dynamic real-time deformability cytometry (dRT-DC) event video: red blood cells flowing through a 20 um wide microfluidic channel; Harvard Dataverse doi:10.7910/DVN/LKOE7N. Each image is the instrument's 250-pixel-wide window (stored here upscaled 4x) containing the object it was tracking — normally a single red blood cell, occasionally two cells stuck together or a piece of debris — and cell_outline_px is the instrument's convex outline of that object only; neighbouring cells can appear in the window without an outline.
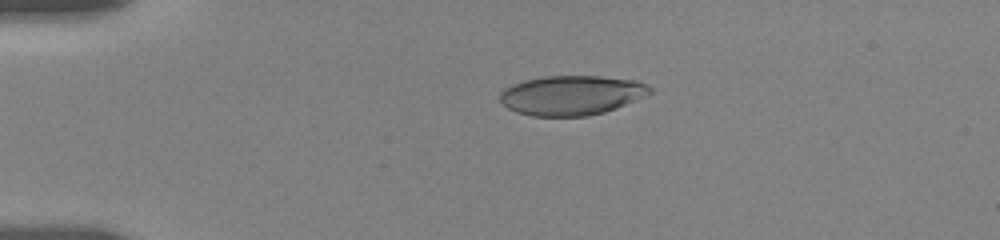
{"species": "human", "species_latin": "Homo sapiens", "temperature_condition": "room temperature", "stored_images_in_passage": 8, "camera_frame_rate_fps": 3000, "um_per_image_px": 0.085, "donor": {"sex": "female"}, "frame": {"image": 1, "passage_image": 1, "time_ms": 0.0, "image_size_px": [1000, 240], "cell_outline_px": [[652, 92], [616, 108], [604, 112], [588, 116], [532, 116], [516, 112], [508, 108], [500, 100], [500, 92], [504, 88], [512, 84], [524, 80], [544, 76], [600, 76], [636, 80], [648, 84], [652, 88]], "centroid_in_image_um": [48.57, 8.09], "position_along_channel_um": 36.4, "area_um2": 34.62}}
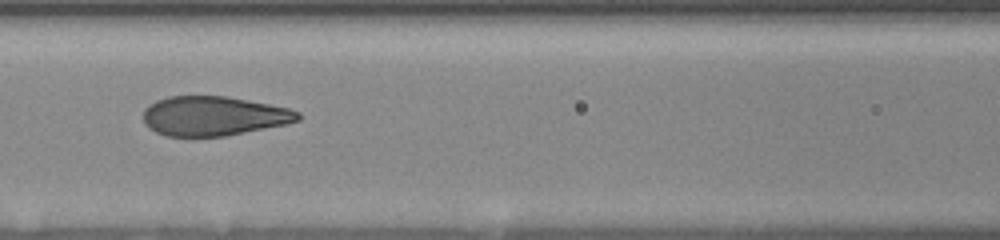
{"frame": {"image": 2, "passage_image": 5, "time_ms": 4.333, "image_size_px": [1000, 240], "cell_outline_px": [[300, 120], [288, 124], [224, 136], [168, 136], [156, 132], [148, 128], [144, 124], [144, 108], [148, 104], [156, 100], [168, 96], [224, 96], [268, 104], [288, 108], [300, 112]], "centroid_in_image_um": [18.14, 9.86], "position_along_channel_um": 148.5, "area_um2": 35.55}}
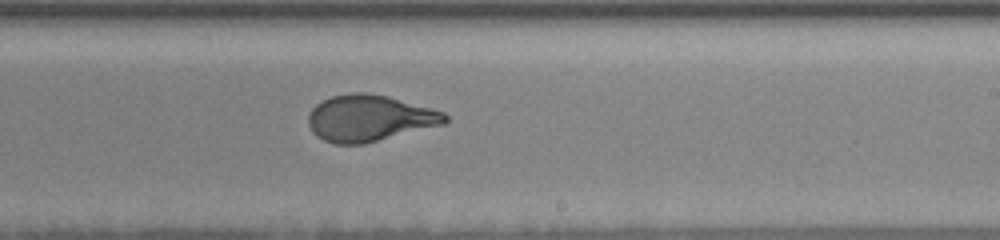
{"frame": {"image": 3, "passage_image": 8, "time_ms": 7.333, "image_size_px": [1000, 240], "cell_outline_px": [[448, 120], [444, 124], [364, 144], [336, 144], [324, 140], [316, 136], [312, 132], [308, 124], [308, 112], [316, 104], [332, 96], [352, 92], [364, 92], [388, 96], [432, 108], [444, 112], [448, 116]], "centroid_in_image_um": [31.39, 10.04], "position_along_channel_um": 257.6, "area_um2": 37.05}}